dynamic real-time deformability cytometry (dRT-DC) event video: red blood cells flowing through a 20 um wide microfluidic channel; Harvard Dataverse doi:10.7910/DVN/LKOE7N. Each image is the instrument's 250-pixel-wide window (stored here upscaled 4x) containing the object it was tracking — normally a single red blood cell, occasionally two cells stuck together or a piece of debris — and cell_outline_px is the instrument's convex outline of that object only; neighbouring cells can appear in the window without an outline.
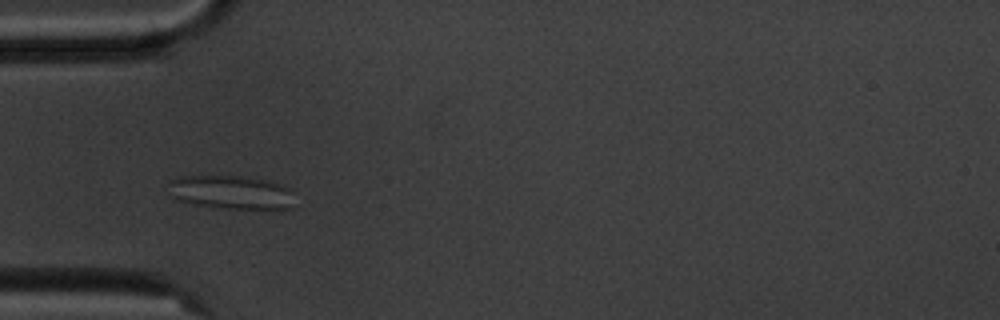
{"species": "common noctule bat (a hibernating species)", "species_latin": "Nyctalus noctula", "temperature_condition": "cold", "stored_images_in_passage": 5, "camera_frame_rate_fps": 3000, "um_per_image_px": 0.085, "animal": {"sex": "male", "body_mass_g": 20.1, "forearm_length_mm": 53.5}, "frame": {"image": 1, "passage_image": 4, "time_ms": 4.333, "image_size_px": [1000, 320], "cell_outline_px": [[292, 192], [288, 208], [224, 208], [196, 204], [176, 200], [172, 196], [168, 184], [168, 180], [176, 176], [240, 176], [264, 180], [288, 188]], "centroid_in_image_um": [19.51, 16.32], "position_along_channel_um": 65.5, "area_um2": 24.1}}
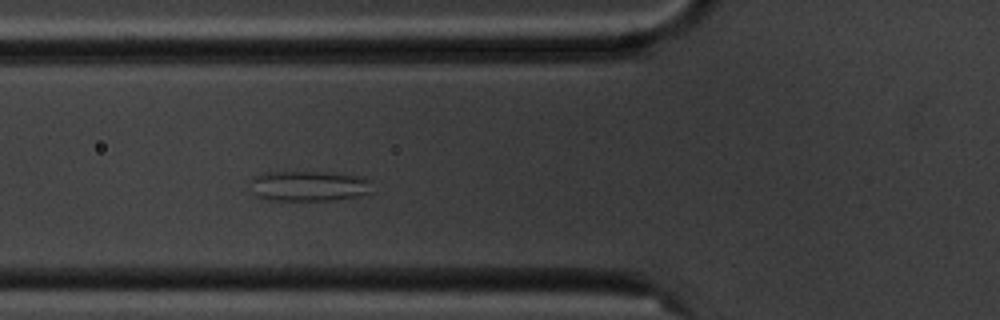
{"frame": {"image": 2, "passage_image": 5, "time_ms": 5.333, "image_size_px": [1000, 320], "cell_outline_px": [[372, 192], [356, 196], [328, 200], [268, 200], [256, 196], [252, 192], [248, 180], [252, 176], [268, 172], [332, 172], [364, 176], [368, 180]], "centroid_in_image_um": [26.19, 15.79], "position_along_channel_um": 99.6, "area_um2": 21.79}}